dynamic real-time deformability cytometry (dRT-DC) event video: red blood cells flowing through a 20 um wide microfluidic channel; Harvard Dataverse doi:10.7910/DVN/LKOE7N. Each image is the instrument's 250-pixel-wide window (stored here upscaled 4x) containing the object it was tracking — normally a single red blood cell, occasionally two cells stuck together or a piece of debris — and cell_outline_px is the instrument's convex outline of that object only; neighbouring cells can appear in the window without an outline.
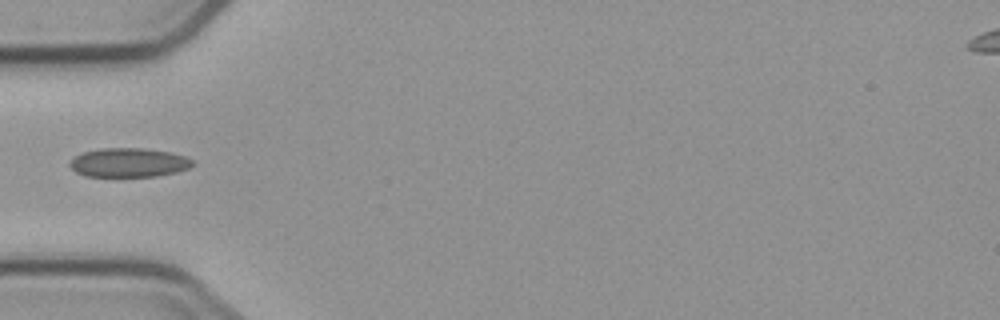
{"species": "common noctule bat (a hibernating species)", "species_latin": "Nyctalus noctula", "temperature_condition": "cold", "stored_images_in_passage": 2, "camera_frame_rate_fps": 3000, "um_per_image_px": 0.085, "animal": {"sex": "male", "body_mass_g": 23.1, "forearm_length_mm": 52.7}, "frame": {"image": 1, "passage_image": 1, "time_ms": 0.0, "image_size_px": [1000, 320], "cell_outline_px": [[192, 164], [188, 168], [176, 172], [156, 176], [84, 176], [76, 172], [68, 164], [76, 156], [84, 152], [100, 148], [140, 148], [168, 152], [184, 156], [192, 160]], "centroid_in_image_um": [10.91, 13.82], "position_along_channel_um": 74.1, "area_um2": 20.46}}
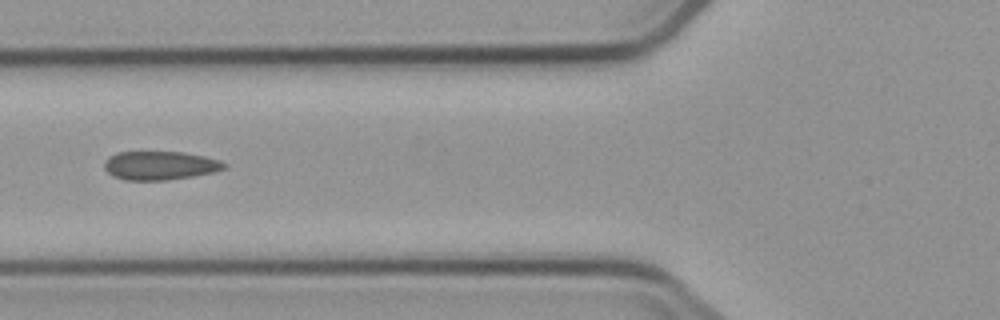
{"frame": {"image": 2, "passage_image": 2, "time_ms": 1.0, "image_size_px": [1000, 320], "cell_outline_px": [[228, 164], [224, 168], [212, 172], [192, 176], [168, 180], [124, 180], [112, 176], [104, 168], [104, 164], [116, 152], [184, 152], [204, 156], [220, 160]], "centroid_in_image_um": [13.61, 14.07], "position_along_channel_um": 112.2, "area_um2": 19.88}}